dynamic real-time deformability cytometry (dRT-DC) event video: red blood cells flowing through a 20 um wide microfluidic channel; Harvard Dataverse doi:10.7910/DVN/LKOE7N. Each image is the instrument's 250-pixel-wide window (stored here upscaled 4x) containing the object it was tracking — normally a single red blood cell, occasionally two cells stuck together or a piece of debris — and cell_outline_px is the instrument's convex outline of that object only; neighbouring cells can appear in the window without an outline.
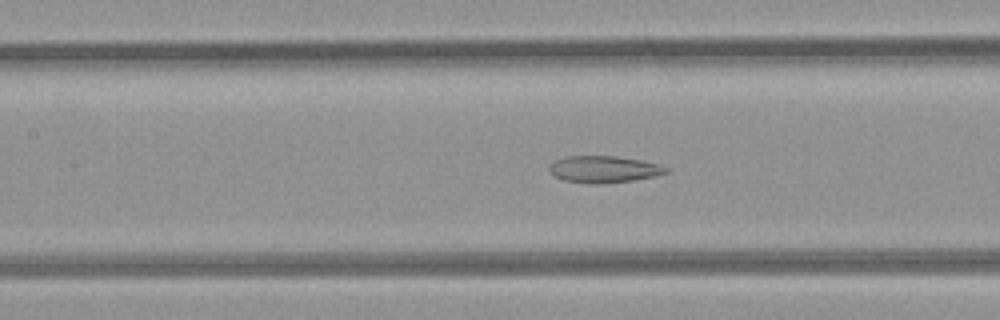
{"species": "common noctule bat (a hibernating species)", "species_latin": "Nyctalus noctula", "temperature_condition": "room temperature", "stored_images_in_passage": 50, "camera_frame_rate_fps": 3000, "um_per_image_px": 0.085, "animal": {"sex": "female", "body_mass_g": 21.9}, "frame": {"image": 1, "passage_image": 22, "time_ms": 7.0, "image_size_px": [1000, 320], "cell_outline_px": [[668, 172], [656, 176], [632, 180], [600, 184], [588, 184], [564, 180], [556, 176], [548, 168], [556, 160], [564, 156], [616, 156], [640, 160], [660, 164], [668, 168]], "centroid_in_image_um": [51.35, 14.39], "position_along_channel_um": 156.0, "area_um2": 18.15}}
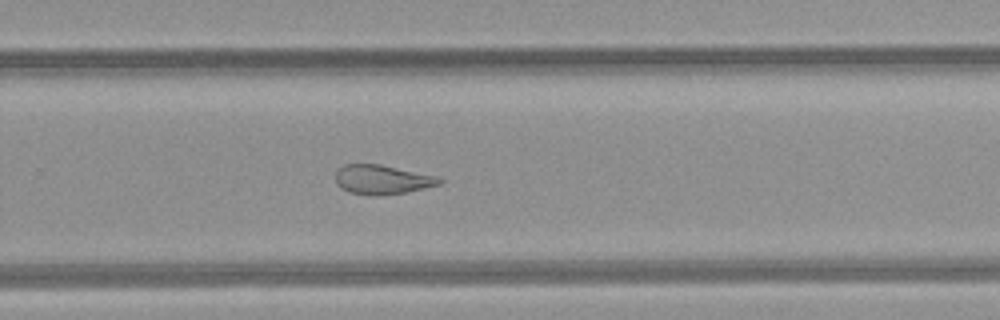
{"frame": {"image": 2, "passage_image": 32, "time_ms": 10.333, "image_size_px": [1000, 320], "cell_outline_px": [[444, 180], [440, 184], [404, 192], [380, 196], [376, 196], [348, 192], [340, 188], [336, 184], [336, 168], [344, 164], [380, 164], [436, 176]], "centroid_in_image_um": [32.42, 15.26], "position_along_channel_um": 297.4, "area_um2": 17.74}}
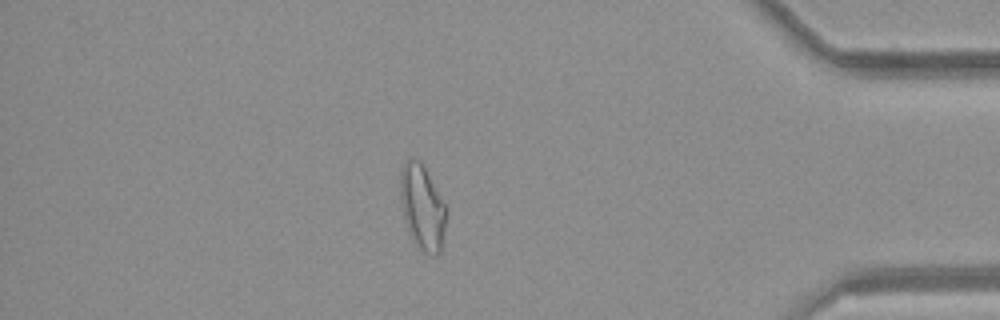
{"frame": {"image": 3, "passage_image": 42, "time_ms": 13.667, "image_size_px": [1000, 320], "cell_outline_px": [[448, 208], [444, 232], [440, 252], [436, 256], [432, 256], [424, 252], [416, 244], [408, 228], [404, 216], [400, 196], [400, 168], [408, 156], [416, 156], [420, 160]], "centroid_in_image_um": [35.9, 17.55], "position_along_channel_um": 399.3, "area_um2": 22.95}, "authors_computed_cell_mechanics": {"area_um2": 23.4957, "velocity_mm_per_s": 4.2538, "shape_relaxation_time_tau1_ms": null, "shape_relaxation_time_tau2_ms": 2.681, "deformation_change_tau1": null, "deformation_change_tau2": 0.1145}}